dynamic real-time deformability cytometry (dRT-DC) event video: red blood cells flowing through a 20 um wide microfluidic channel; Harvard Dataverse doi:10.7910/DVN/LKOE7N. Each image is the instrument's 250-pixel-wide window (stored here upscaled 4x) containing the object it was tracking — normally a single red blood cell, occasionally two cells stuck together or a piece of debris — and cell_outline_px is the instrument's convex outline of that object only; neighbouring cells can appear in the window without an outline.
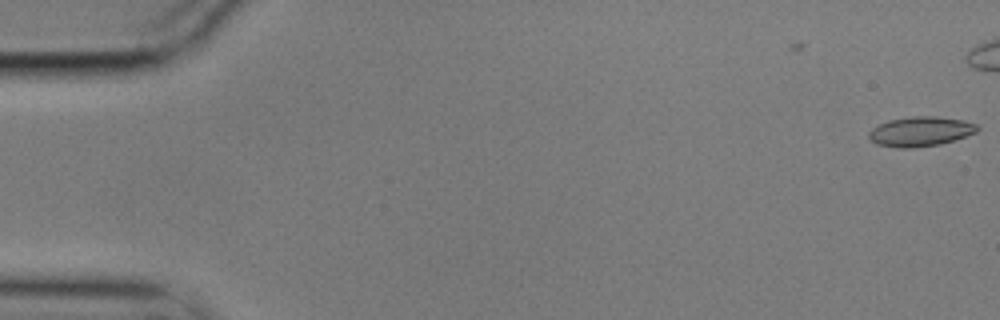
{"species": "common noctule bat (a hibernating species)", "species_latin": "Nyctalus noctula", "temperature_condition": "cold", "stored_images_in_passage": 5, "camera_frame_rate_fps": 3000, "um_per_image_px": 0.085, "animal": {"sex": "male", "body_mass_g": 17.9}, "frame": {"image": 1, "passage_image": 5, "time_ms": 1.333, "image_size_px": [1000, 320], "cell_outline_px": [[980, 128], [976, 132], [940, 144], [912, 148], [896, 148], [876, 144], [868, 136], [868, 132], [872, 128], [888, 120], [912, 116], [936, 116], [964, 120], [976, 124]], "centroid_in_image_um": [78.22, 11.17], "position_along_channel_um": 6.8, "area_um2": 18.73}}